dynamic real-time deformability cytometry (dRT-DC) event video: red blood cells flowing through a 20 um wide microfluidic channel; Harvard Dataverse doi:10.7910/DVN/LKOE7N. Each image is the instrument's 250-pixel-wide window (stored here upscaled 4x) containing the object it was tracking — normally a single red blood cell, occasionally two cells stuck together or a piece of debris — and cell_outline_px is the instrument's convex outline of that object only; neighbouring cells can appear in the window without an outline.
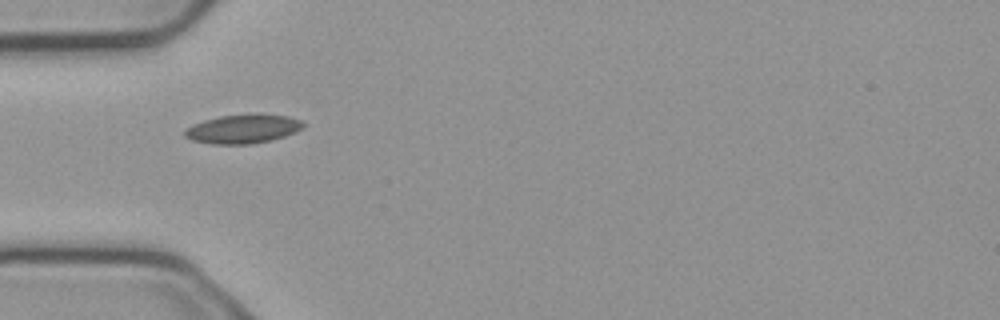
{"species": "common noctule bat (a hibernating species)", "species_latin": "Nyctalus noctula", "temperature_condition": "cold", "stored_images_in_passage": 2, "camera_frame_rate_fps": 3000, "um_per_image_px": 0.085, "animal": {"sex": "male", "body_mass_g": 23.1, "forearm_length_mm": 52.7}, "frame": {"image": 1, "passage_image": 1, "time_ms": 0.0, "image_size_px": [1000, 320], "cell_outline_px": [[304, 124], [296, 132], [272, 140], [252, 144], [212, 144], [192, 140], [184, 136], [184, 128], [192, 124], [204, 120], [220, 116], [252, 112], [260, 112], [288, 116], [300, 120]], "centroid_in_image_um": [20.63, 10.93], "position_along_channel_um": 64.4, "area_um2": 20.46}}
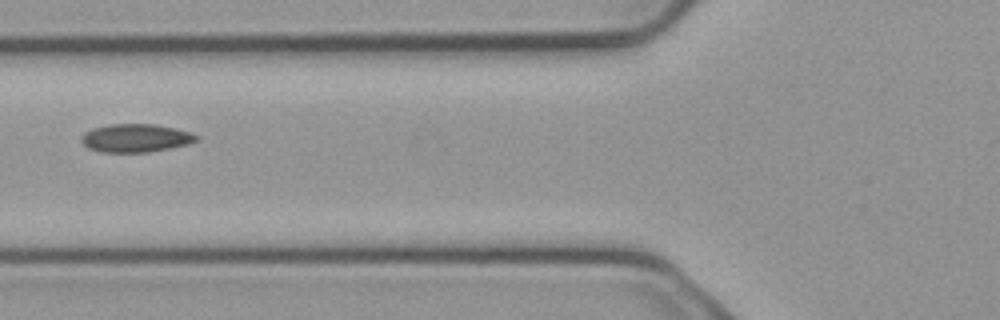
{"frame": {"image": 2, "passage_image": 2, "time_ms": 0.333, "image_size_px": [1000, 320], "cell_outline_px": [[200, 136], [196, 140], [188, 144], [148, 152], [100, 152], [88, 148], [80, 140], [84, 132], [92, 128], [108, 124], [156, 124], [176, 128], [192, 132]], "centroid_in_image_um": [11.53, 11.72], "position_along_channel_um": 114.3, "area_um2": 19.02}}